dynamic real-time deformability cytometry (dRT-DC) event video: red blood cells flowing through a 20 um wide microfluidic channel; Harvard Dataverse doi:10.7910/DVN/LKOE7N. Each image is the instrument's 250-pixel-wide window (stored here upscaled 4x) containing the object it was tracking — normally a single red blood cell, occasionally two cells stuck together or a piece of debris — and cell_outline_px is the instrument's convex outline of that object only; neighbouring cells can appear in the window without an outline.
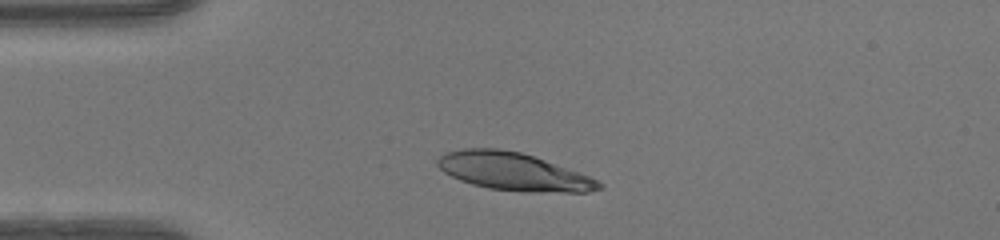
{"species": "human", "species_latin": "Homo sapiens", "temperature_condition": "warm", "stored_images_in_passage": 37, "camera_frame_rate_fps": 3000, "um_per_image_px": 0.085, "donor": {"sex": "female"}, "frame": {"image": 1, "passage_image": 6, "time_ms": 1.667, "image_size_px": [1000, 240], "cell_outline_px": [[604, 184], [600, 188], [588, 192], [524, 192], [488, 188], [472, 184], [460, 180], [444, 172], [436, 164], [436, 160], [444, 152], [464, 148], [496, 148], [520, 152], [544, 160], [588, 176]], "centroid_in_image_um": [43.58, 14.59], "position_along_channel_um": 41.4, "area_um2": 35.2}}
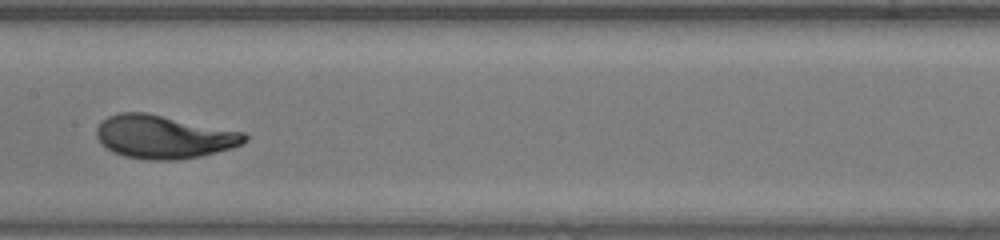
{"frame": {"image": 2, "passage_image": 19, "time_ms": 6.0, "image_size_px": [1000, 240], "cell_outline_px": [[248, 140], [244, 144], [232, 148], [200, 156], [176, 160], [148, 160], [124, 156], [112, 152], [100, 144], [96, 136], [96, 128], [108, 116], [120, 112], [144, 112], [244, 132], [248, 136]], "centroid_in_image_um": [13.91, 11.64], "position_along_channel_um": 193.5, "area_um2": 37.4}}
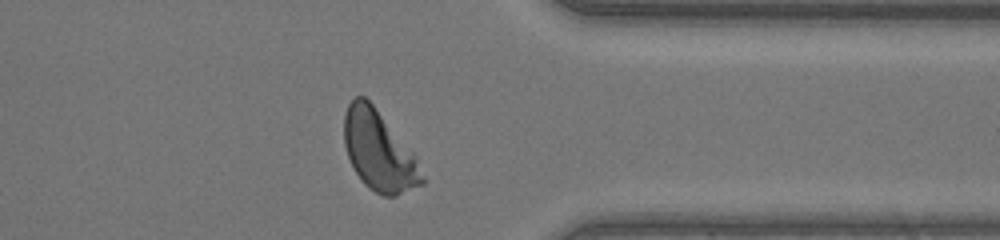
{"frame": {"image": 3, "passage_image": 33, "time_ms": 10.667, "image_size_px": [1000, 240], "cell_outline_px": [[424, 184], [396, 196], [384, 196], [368, 188], [360, 180], [348, 156], [344, 144], [344, 112], [348, 104], [356, 96], [364, 96], [372, 104], [416, 156], [424, 176]], "centroid_in_image_um": [32.21, 12.86], "position_along_channel_um": 379.2, "area_um2": 36.01}, "authors_computed_cell_mechanics": {"area_um2": 35.6626, "velocity_mm_per_s": 4.1498, "shape_relaxation_time_tau1_ms": 2.5099, "shape_relaxation_time_tau2_ms": null, "deformation_change_tau1": 0.1686, "deformation_change_tau2": null}}